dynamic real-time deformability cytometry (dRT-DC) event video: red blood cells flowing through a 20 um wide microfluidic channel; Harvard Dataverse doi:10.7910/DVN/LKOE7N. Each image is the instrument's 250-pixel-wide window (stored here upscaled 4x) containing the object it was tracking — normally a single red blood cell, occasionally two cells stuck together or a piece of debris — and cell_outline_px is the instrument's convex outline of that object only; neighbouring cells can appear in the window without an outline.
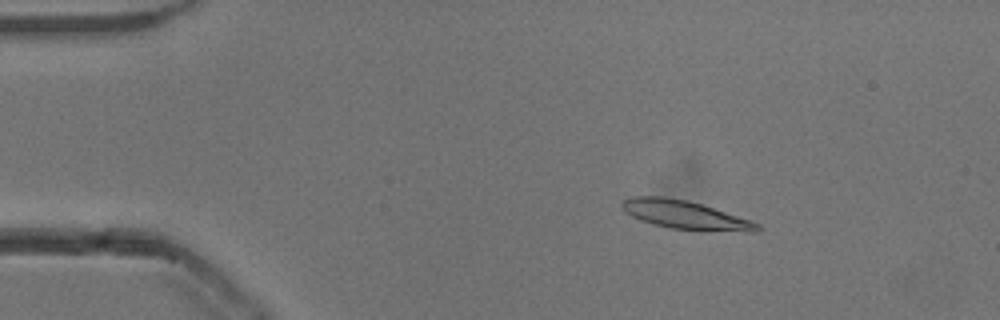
{"species": "common noctule bat (a hibernating species)", "species_latin": "Nyctalus noctula", "temperature_condition": "cold", "stored_images_in_passage": 53, "camera_frame_rate_fps": 3000, "um_per_image_px": 0.085, "animal": {"sex": "male", "body_mass_g": 13.3}, "frame": {"image": 1, "passage_image": 8, "time_ms": 2.333, "image_size_px": [1000, 320], "cell_outline_px": [[760, 228], [756, 232], [696, 232], [668, 228], [652, 224], [640, 220], [632, 216], [620, 204], [624, 200], [632, 196], [664, 196], [688, 200], [760, 224]], "centroid_in_image_um": [58.25, 18.3], "position_along_channel_um": 26.8, "area_um2": 22.72}}
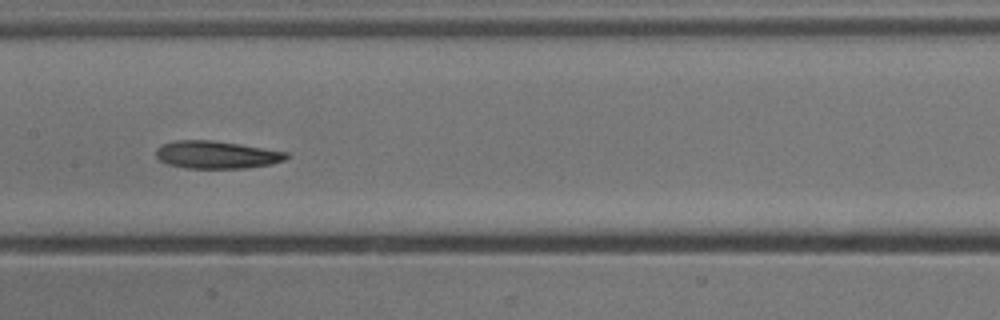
{"frame": {"image": 2, "passage_image": 26, "time_ms": 8.333, "image_size_px": [1000, 320], "cell_outline_px": [[288, 156], [284, 160], [272, 164], [248, 168], [184, 168], [168, 164], [160, 160], [156, 156], [156, 148], [164, 144], [176, 140], [212, 140], [240, 144], [288, 152]], "centroid_in_image_um": [18.41, 13.15], "position_along_channel_um": 189.0, "area_um2": 20.98}}
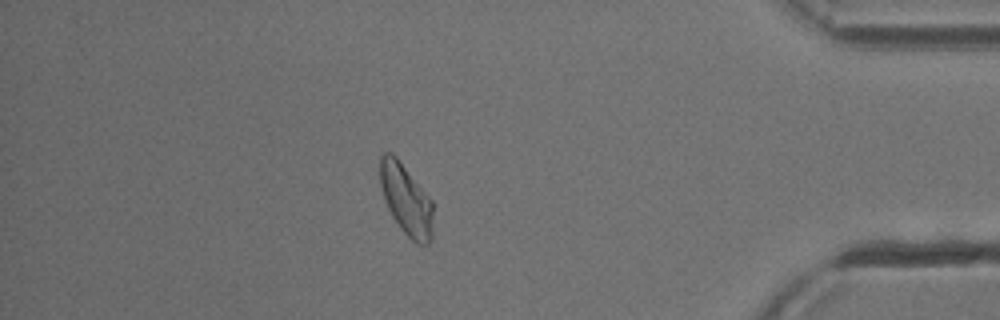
{"frame": {"image": 3, "passage_image": 46, "time_ms": 15.0, "image_size_px": [1000, 320], "cell_outline_px": [[432, 240], [428, 244], [416, 244], [400, 228], [392, 216], [388, 208], [380, 184], [380, 156], [384, 152], [392, 152], [396, 156], [432, 200]], "centroid_in_image_um": [34.52, 16.97], "position_along_channel_um": 400.7, "area_um2": 21.73}, "authors_computed_cell_mechanics": {"area_um2": 21.5594, "velocity_mm_per_s": 3.8118, "shape_relaxation_time_tau1_ms": 4.117, "shape_relaxation_time_tau2_ms": 5.9097, "deformation_change_tau1": 0.1442, "deformation_change_tau2": 0.1381}}